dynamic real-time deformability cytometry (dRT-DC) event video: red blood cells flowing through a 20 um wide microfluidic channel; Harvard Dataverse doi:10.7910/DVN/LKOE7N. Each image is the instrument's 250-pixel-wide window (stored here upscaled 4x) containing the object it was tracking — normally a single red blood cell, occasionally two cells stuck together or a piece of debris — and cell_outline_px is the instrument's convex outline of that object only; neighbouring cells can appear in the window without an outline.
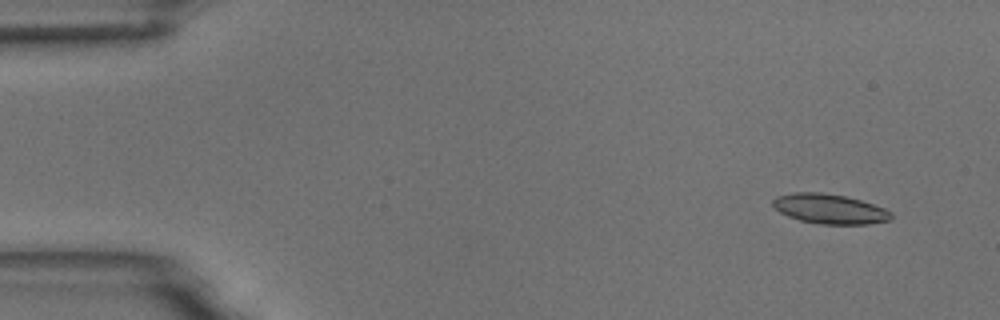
{"species": "common noctule bat (a hibernating species)", "species_latin": "Nyctalus noctula", "temperature_condition": "room temperature", "stored_images_in_passage": 6, "camera_frame_rate_fps": 3000, "um_per_image_px": 0.085, "animal": {"sex": "male", "body_mass_g": 18.8}, "frame": {"image": 1, "passage_image": 1, "time_ms": 0.0, "image_size_px": [1000, 320], "cell_outline_px": [[892, 220], [868, 224], [820, 224], [800, 220], [788, 216], [780, 212], [772, 204], [772, 200], [776, 196], [796, 192], [820, 192], [844, 196], [860, 200], [884, 208], [892, 212]], "centroid_in_image_um": [70.53, 17.76], "position_along_channel_um": 14.5, "area_um2": 20.46}}
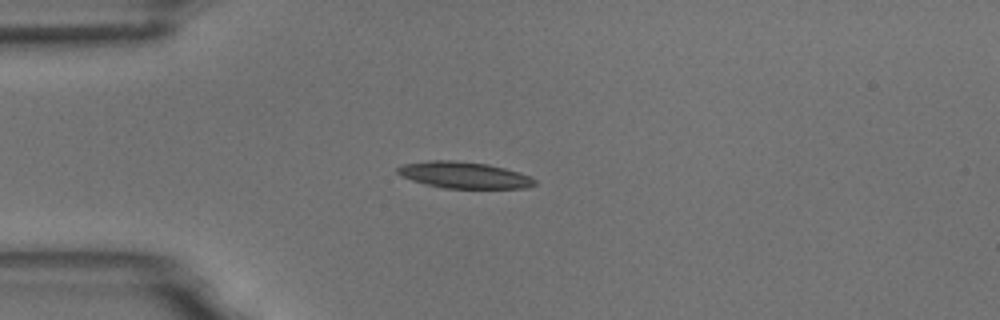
{"frame": {"image": 2, "passage_image": 4, "time_ms": 3.333, "image_size_px": [1000, 320], "cell_outline_px": [[536, 184], [528, 188], [444, 188], [424, 184], [400, 176], [396, 172], [396, 168], [404, 164], [428, 160], [452, 160], [488, 164], [520, 172], [532, 176], [536, 180]], "centroid_in_image_um": [39.45, 14.88], "position_along_channel_um": 45.5, "area_um2": 21.33}}